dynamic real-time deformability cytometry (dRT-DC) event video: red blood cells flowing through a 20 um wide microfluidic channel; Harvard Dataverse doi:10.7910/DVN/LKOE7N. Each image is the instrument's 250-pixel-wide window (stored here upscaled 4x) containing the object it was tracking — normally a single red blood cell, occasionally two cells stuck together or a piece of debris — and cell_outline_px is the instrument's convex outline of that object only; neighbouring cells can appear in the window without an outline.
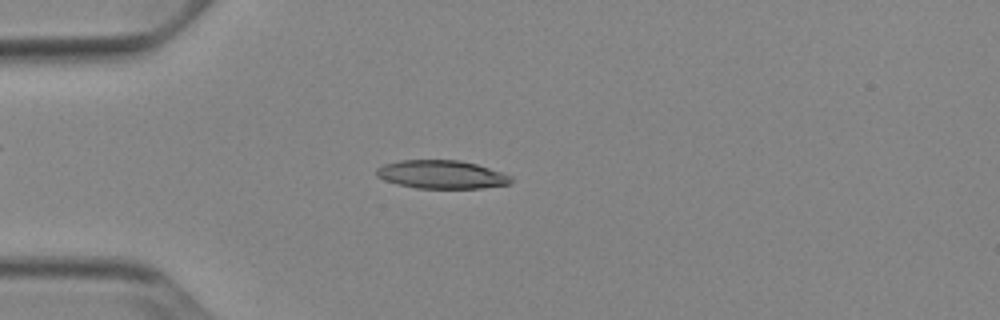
{"species": "Egyptian fruit bat (a non-hibernating species)", "species_latin": "Rousettus aegyptiacus", "temperature_condition": "cold", "stored_images_in_passage": 39, "camera_frame_rate_fps": 3000, "um_per_image_px": 0.085, "animal": {"sex": "female"}, "frame": {"image": 1, "passage_image": 1, "time_ms": 0.0, "image_size_px": [1000, 320], "cell_outline_px": [[512, 184], [480, 188], [416, 188], [396, 184], [384, 180], [376, 176], [376, 168], [384, 164], [400, 160], [460, 160], [476, 164], [512, 176]], "centroid_in_image_um": [37.51, 14.83], "position_along_channel_um": 47.5, "area_um2": 22.25}}
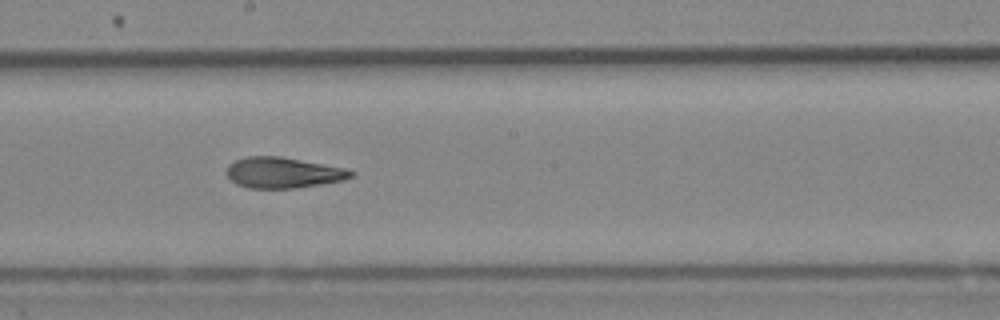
{"frame": {"image": 2, "passage_image": 16, "time_ms": 5.0, "image_size_px": [1000, 320], "cell_outline_px": [[356, 172], [352, 176], [344, 180], [296, 188], [248, 188], [236, 184], [224, 172], [228, 164], [236, 160], [248, 156], [280, 156], [348, 168]], "centroid_in_image_um": [24.07, 14.67], "position_along_channel_um": 224.1, "area_um2": 22.48}}
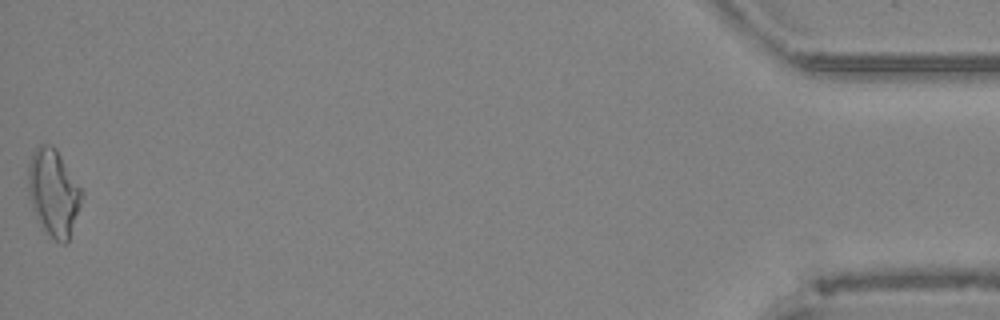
{"frame": {"image": 3, "passage_image": 39, "time_ms": 12.667, "image_size_px": [1000, 320], "cell_outline_px": [[84, 192], [68, 240], [64, 244], [60, 244], [44, 228], [32, 204], [28, 192], [28, 164], [32, 152], [40, 144], [52, 144], [56, 148]], "centroid_in_image_um": [4.55, 16.29], "position_along_channel_um": 430.6, "area_um2": 26.53}, "authors_computed_cell_mechanics": {"area_um2": 22.831, "velocity_mm_per_s": 3.8879, "shape_relaxation_time_tau1_ms": null, "shape_relaxation_time_tau2_ms": 3.4096, "deformation_change_tau1": null, "deformation_change_tau2": 0.1236}}